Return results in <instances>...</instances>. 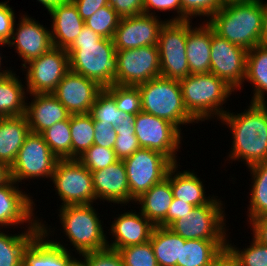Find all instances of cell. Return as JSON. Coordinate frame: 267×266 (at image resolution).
<instances>
[{
    "label": "cell",
    "mask_w": 267,
    "mask_h": 266,
    "mask_svg": "<svg viewBox=\"0 0 267 266\" xmlns=\"http://www.w3.org/2000/svg\"><path fill=\"white\" fill-rule=\"evenodd\" d=\"M241 113L227 111L221 123L232 134L228 160H241L247 167L267 161V103H249Z\"/></svg>",
    "instance_id": "obj_1"
},
{
    "label": "cell",
    "mask_w": 267,
    "mask_h": 266,
    "mask_svg": "<svg viewBox=\"0 0 267 266\" xmlns=\"http://www.w3.org/2000/svg\"><path fill=\"white\" fill-rule=\"evenodd\" d=\"M66 51L69 70L96 81L103 88L115 84L118 63L113 39L102 38L84 25Z\"/></svg>",
    "instance_id": "obj_2"
},
{
    "label": "cell",
    "mask_w": 267,
    "mask_h": 266,
    "mask_svg": "<svg viewBox=\"0 0 267 266\" xmlns=\"http://www.w3.org/2000/svg\"><path fill=\"white\" fill-rule=\"evenodd\" d=\"M263 2L257 0L226 4L205 21L221 38L251 50L260 45Z\"/></svg>",
    "instance_id": "obj_3"
},
{
    "label": "cell",
    "mask_w": 267,
    "mask_h": 266,
    "mask_svg": "<svg viewBox=\"0 0 267 266\" xmlns=\"http://www.w3.org/2000/svg\"><path fill=\"white\" fill-rule=\"evenodd\" d=\"M179 82L184 106L197 122L220 120L228 111L222 105L235 90L213 73L190 74Z\"/></svg>",
    "instance_id": "obj_4"
},
{
    "label": "cell",
    "mask_w": 267,
    "mask_h": 266,
    "mask_svg": "<svg viewBox=\"0 0 267 266\" xmlns=\"http://www.w3.org/2000/svg\"><path fill=\"white\" fill-rule=\"evenodd\" d=\"M142 111L163 118L177 126L198 122L187 112L179 80L157 77L136 86Z\"/></svg>",
    "instance_id": "obj_5"
},
{
    "label": "cell",
    "mask_w": 267,
    "mask_h": 266,
    "mask_svg": "<svg viewBox=\"0 0 267 266\" xmlns=\"http://www.w3.org/2000/svg\"><path fill=\"white\" fill-rule=\"evenodd\" d=\"M59 218L65 237L79 255L108 247L103 221L93 204L59 207Z\"/></svg>",
    "instance_id": "obj_6"
},
{
    "label": "cell",
    "mask_w": 267,
    "mask_h": 266,
    "mask_svg": "<svg viewBox=\"0 0 267 266\" xmlns=\"http://www.w3.org/2000/svg\"><path fill=\"white\" fill-rule=\"evenodd\" d=\"M216 197L208 204L195 206L189 214L175 220L168 228L185 240L227 242L224 204Z\"/></svg>",
    "instance_id": "obj_7"
},
{
    "label": "cell",
    "mask_w": 267,
    "mask_h": 266,
    "mask_svg": "<svg viewBox=\"0 0 267 266\" xmlns=\"http://www.w3.org/2000/svg\"><path fill=\"white\" fill-rule=\"evenodd\" d=\"M191 22L166 20L162 25L158 39L161 77L180 80L190 75L186 43Z\"/></svg>",
    "instance_id": "obj_8"
},
{
    "label": "cell",
    "mask_w": 267,
    "mask_h": 266,
    "mask_svg": "<svg viewBox=\"0 0 267 266\" xmlns=\"http://www.w3.org/2000/svg\"><path fill=\"white\" fill-rule=\"evenodd\" d=\"M123 162L130 189V202L133 203L144 192L163 181L169 169L174 165L162 153L147 148H139Z\"/></svg>",
    "instance_id": "obj_9"
},
{
    "label": "cell",
    "mask_w": 267,
    "mask_h": 266,
    "mask_svg": "<svg viewBox=\"0 0 267 266\" xmlns=\"http://www.w3.org/2000/svg\"><path fill=\"white\" fill-rule=\"evenodd\" d=\"M52 182L62 205H87L96 201L91 172L78 159H59Z\"/></svg>",
    "instance_id": "obj_10"
},
{
    "label": "cell",
    "mask_w": 267,
    "mask_h": 266,
    "mask_svg": "<svg viewBox=\"0 0 267 266\" xmlns=\"http://www.w3.org/2000/svg\"><path fill=\"white\" fill-rule=\"evenodd\" d=\"M41 134L30 132L10 167L11 179L17 184L27 179L50 178L58 161ZM25 179V180H24Z\"/></svg>",
    "instance_id": "obj_11"
},
{
    "label": "cell",
    "mask_w": 267,
    "mask_h": 266,
    "mask_svg": "<svg viewBox=\"0 0 267 266\" xmlns=\"http://www.w3.org/2000/svg\"><path fill=\"white\" fill-rule=\"evenodd\" d=\"M134 124L135 136L141 148L160 152L174 164L178 163L176 154L181 147L182 130L166 119L143 111L134 116Z\"/></svg>",
    "instance_id": "obj_12"
},
{
    "label": "cell",
    "mask_w": 267,
    "mask_h": 266,
    "mask_svg": "<svg viewBox=\"0 0 267 266\" xmlns=\"http://www.w3.org/2000/svg\"><path fill=\"white\" fill-rule=\"evenodd\" d=\"M25 69V70H24ZM27 94H50L69 71V55L65 49L52 47L48 52L23 66Z\"/></svg>",
    "instance_id": "obj_13"
},
{
    "label": "cell",
    "mask_w": 267,
    "mask_h": 266,
    "mask_svg": "<svg viewBox=\"0 0 267 266\" xmlns=\"http://www.w3.org/2000/svg\"><path fill=\"white\" fill-rule=\"evenodd\" d=\"M115 85L136 87L161 76L158 46L116 51Z\"/></svg>",
    "instance_id": "obj_14"
},
{
    "label": "cell",
    "mask_w": 267,
    "mask_h": 266,
    "mask_svg": "<svg viewBox=\"0 0 267 266\" xmlns=\"http://www.w3.org/2000/svg\"><path fill=\"white\" fill-rule=\"evenodd\" d=\"M247 54V49L221 38L212 29L210 73L235 91L244 86Z\"/></svg>",
    "instance_id": "obj_15"
},
{
    "label": "cell",
    "mask_w": 267,
    "mask_h": 266,
    "mask_svg": "<svg viewBox=\"0 0 267 266\" xmlns=\"http://www.w3.org/2000/svg\"><path fill=\"white\" fill-rule=\"evenodd\" d=\"M165 21L144 13L120 18L113 36L116 51L158 46L159 32Z\"/></svg>",
    "instance_id": "obj_16"
},
{
    "label": "cell",
    "mask_w": 267,
    "mask_h": 266,
    "mask_svg": "<svg viewBox=\"0 0 267 266\" xmlns=\"http://www.w3.org/2000/svg\"><path fill=\"white\" fill-rule=\"evenodd\" d=\"M50 31L26 14L21 16L18 24L14 22L12 36L7 45L14 46L13 48L22 59V67L53 47Z\"/></svg>",
    "instance_id": "obj_17"
},
{
    "label": "cell",
    "mask_w": 267,
    "mask_h": 266,
    "mask_svg": "<svg viewBox=\"0 0 267 266\" xmlns=\"http://www.w3.org/2000/svg\"><path fill=\"white\" fill-rule=\"evenodd\" d=\"M102 89L96 81L69 70L52 94L71 114H88Z\"/></svg>",
    "instance_id": "obj_18"
},
{
    "label": "cell",
    "mask_w": 267,
    "mask_h": 266,
    "mask_svg": "<svg viewBox=\"0 0 267 266\" xmlns=\"http://www.w3.org/2000/svg\"><path fill=\"white\" fill-rule=\"evenodd\" d=\"M18 186L13 179L0 186V230L15 225L18 227L25 223L41 225L40 219L33 213L36 204L32 197L25 191L23 193Z\"/></svg>",
    "instance_id": "obj_19"
},
{
    "label": "cell",
    "mask_w": 267,
    "mask_h": 266,
    "mask_svg": "<svg viewBox=\"0 0 267 266\" xmlns=\"http://www.w3.org/2000/svg\"><path fill=\"white\" fill-rule=\"evenodd\" d=\"M41 232L23 252L22 266H68L74 259L72 252L60 241L49 240L53 231L40 221ZM51 232V233H50Z\"/></svg>",
    "instance_id": "obj_20"
},
{
    "label": "cell",
    "mask_w": 267,
    "mask_h": 266,
    "mask_svg": "<svg viewBox=\"0 0 267 266\" xmlns=\"http://www.w3.org/2000/svg\"><path fill=\"white\" fill-rule=\"evenodd\" d=\"M91 174L96 200L122 205L130 203V189L123 160L92 171Z\"/></svg>",
    "instance_id": "obj_21"
},
{
    "label": "cell",
    "mask_w": 267,
    "mask_h": 266,
    "mask_svg": "<svg viewBox=\"0 0 267 266\" xmlns=\"http://www.w3.org/2000/svg\"><path fill=\"white\" fill-rule=\"evenodd\" d=\"M114 218L109 233L114 240L108 241V248L119 250L131 245L143 244L150 240L155 225L141 212L127 211Z\"/></svg>",
    "instance_id": "obj_22"
},
{
    "label": "cell",
    "mask_w": 267,
    "mask_h": 266,
    "mask_svg": "<svg viewBox=\"0 0 267 266\" xmlns=\"http://www.w3.org/2000/svg\"><path fill=\"white\" fill-rule=\"evenodd\" d=\"M25 116L32 133L41 134L53 124L69 119L71 113L52 94H29Z\"/></svg>",
    "instance_id": "obj_23"
},
{
    "label": "cell",
    "mask_w": 267,
    "mask_h": 266,
    "mask_svg": "<svg viewBox=\"0 0 267 266\" xmlns=\"http://www.w3.org/2000/svg\"><path fill=\"white\" fill-rule=\"evenodd\" d=\"M48 13L53 19L50 31L53 47L67 50L82 31L84 20L71 0Z\"/></svg>",
    "instance_id": "obj_24"
},
{
    "label": "cell",
    "mask_w": 267,
    "mask_h": 266,
    "mask_svg": "<svg viewBox=\"0 0 267 266\" xmlns=\"http://www.w3.org/2000/svg\"><path fill=\"white\" fill-rule=\"evenodd\" d=\"M204 22L191 27L187 33L186 56L190 74L210 73L212 27Z\"/></svg>",
    "instance_id": "obj_25"
},
{
    "label": "cell",
    "mask_w": 267,
    "mask_h": 266,
    "mask_svg": "<svg viewBox=\"0 0 267 266\" xmlns=\"http://www.w3.org/2000/svg\"><path fill=\"white\" fill-rule=\"evenodd\" d=\"M30 132L25 115L0 117V161L11 167Z\"/></svg>",
    "instance_id": "obj_26"
},
{
    "label": "cell",
    "mask_w": 267,
    "mask_h": 266,
    "mask_svg": "<svg viewBox=\"0 0 267 266\" xmlns=\"http://www.w3.org/2000/svg\"><path fill=\"white\" fill-rule=\"evenodd\" d=\"M178 166L180 165L177 163L170 168V185L173 197L193 206L208 204L213 196L209 195L207 197L205 186L200 177L195 174L194 170L178 171V168H180Z\"/></svg>",
    "instance_id": "obj_27"
},
{
    "label": "cell",
    "mask_w": 267,
    "mask_h": 266,
    "mask_svg": "<svg viewBox=\"0 0 267 266\" xmlns=\"http://www.w3.org/2000/svg\"><path fill=\"white\" fill-rule=\"evenodd\" d=\"M173 198L169 169L167 177L144 192L135 200V203L141 204L139 211L155 226H158L166 218Z\"/></svg>",
    "instance_id": "obj_28"
},
{
    "label": "cell",
    "mask_w": 267,
    "mask_h": 266,
    "mask_svg": "<svg viewBox=\"0 0 267 266\" xmlns=\"http://www.w3.org/2000/svg\"><path fill=\"white\" fill-rule=\"evenodd\" d=\"M11 70L0 77V117H13L25 115L26 86L22 84L19 76ZM26 100V102H25Z\"/></svg>",
    "instance_id": "obj_29"
},
{
    "label": "cell",
    "mask_w": 267,
    "mask_h": 266,
    "mask_svg": "<svg viewBox=\"0 0 267 266\" xmlns=\"http://www.w3.org/2000/svg\"><path fill=\"white\" fill-rule=\"evenodd\" d=\"M26 228L18 235L0 231V266H22L23 252L41 232V225H26Z\"/></svg>",
    "instance_id": "obj_30"
},
{
    "label": "cell",
    "mask_w": 267,
    "mask_h": 266,
    "mask_svg": "<svg viewBox=\"0 0 267 266\" xmlns=\"http://www.w3.org/2000/svg\"><path fill=\"white\" fill-rule=\"evenodd\" d=\"M245 81L253 85L251 103H267V46L257 45L248 50Z\"/></svg>",
    "instance_id": "obj_31"
},
{
    "label": "cell",
    "mask_w": 267,
    "mask_h": 266,
    "mask_svg": "<svg viewBox=\"0 0 267 266\" xmlns=\"http://www.w3.org/2000/svg\"><path fill=\"white\" fill-rule=\"evenodd\" d=\"M225 247L227 242L185 240L181 237L180 261H177V266H211L213 259Z\"/></svg>",
    "instance_id": "obj_32"
},
{
    "label": "cell",
    "mask_w": 267,
    "mask_h": 266,
    "mask_svg": "<svg viewBox=\"0 0 267 266\" xmlns=\"http://www.w3.org/2000/svg\"><path fill=\"white\" fill-rule=\"evenodd\" d=\"M158 266H177L180 261L181 236L168 227L155 226L150 236Z\"/></svg>",
    "instance_id": "obj_33"
},
{
    "label": "cell",
    "mask_w": 267,
    "mask_h": 266,
    "mask_svg": "<svg viewBox=\"0 0 267 266\" xmlns=\"http://www.w3.org/2000/svg\"><path fill=\"white\" fill-rule=\"evenodd\" d=\"M248 169L252 174L250 204L247 211L250 223L258 217L267 215V161L251 165Z\"/></svg>",
    "instance_id": "obj_34"
},
{
    "label": "cell",
    "mask_w": 267,
    "mask_h": 266,
    "mask_svg": "<svg viewBox=\"0 0 267 266\" xmlns=\"http://www.w3.org/2000/svg\"><path fill=\"white\" fill-rule=\"evenodd\" d=\"M70 130L72 139V159H77L94 143V120L88 114H71Z\"/></svg>",
    "instance_id": "obj_35"
},
{
    "label": "cell",
    "mask_w": 267,
    "mask_h": 266,
    "mask_svg": "<svg viewBox=\"0 0 267 266\" xmlns=\"http://www.w3.org/2000/svg\"><path fill=\"white\" fill-rule=\"evenodd\" d=\"M41 135L58 159H72L70 118L53 124Z\"/></svg>",
    "instance_id": "obj_36"
},
{
    "label": "cell",
    "mask_w": 267,
    "mask_h": 266,
    "mask_svg": "<svg viewBox=\"0 0 267 266\" xmlns=\"http://www.w3.org/2000/svg\"><path fill=\"white\" fill-rule=\"evenodd\" d=\"M134 116L124 115L119 121V126L115 127L117 133L113 150L119 160H124L134 154L140 147L134 130Z\"/></svg>",
    "instance_id": "obj_37"
},
{
    "label": "cell",
    "mask_w": 267,
    "mask_h": 266,
    "mask_svg": "<svg viewBox=\"0 0 267 266\" xmlns=\"http://www.w3.org/2000/svg\"><path fill=\"white\" fill-rule=\"evenodd\" d=\"M89 114L93 120L114 127L119 126V121L124 117V114L117 109L114 97L105 88L98 93Z\"/></svg>",
    "instance_id": "obj_38"
},
{
    "label": "cell",
    "mask_w": 267,
    "mask_h": 266,
    "mask_svg": "<svg viewBox=\"0 0 267 266\" xmlns=\"http://www.w3.org/2000/svg\"><path fill=\"white\" fill-rule=\"evenodd\" d=\"M120 16L109 5L98 9L92 16L84 21L85 26L92 29L102 38L113 39L118 27Z\"/></svg>",
    "instance_id": "obj_39"
},
{
    "label": "cell",
    "mask_w": 267,
    "mask_h": 266,
    "mask_svg": "<svg viewBox=\"0 0 267 266\" xmlns=\"http://www.w3.org/2000/svg\"><path fill=\"white\" fill-rule=\"evenodd\" d=\"M105 89L114 97L117 109L124 115L135 116L142 111L140 92L137 87L113 84Z\"/></svg>",
    "instance_id": "obj_40"
},
{
    "label": "cell",
    "mask_w": 267,
    "mask_h": 266,
    "mask_svg": "<svg viewBox=\"0 0 267 266\" xmlns=\"http://www.w3.org/2000/svg\"><path fill=\"white\" fill-rule=\"evenodd\" d=\"M247 248H238L227 239V247L237 257L241 266H267V245L260 243L254 237ZM234 246V247H233Z\"/></svg>",
    "instance_id": "obj_41"
},
{
    "label": "cell",
    "mask_w": 267,
    "mask_h": 266,
    "mask_svg": "<svg viewBox=\"0 0 267 266\" xmlns=\"http://www.w3.org/2000/svg\"><path fill=\"white\" fill-rule=\"evenodd\" d=\"M124 266H158L150 240L118 250Z\"/></svg>",
    "instance_id": "obj_42"
},
{
    "label": "cell",
    "mask_w": 267,
    "mask_h": 266,
    "mask_svg": "<svg viewBox=\"0 0 267 266\" xmlns=\"http://www.w3.org/2000/svg\"><path fill=\"white\" fill-rule=\"evenodd\" d=\"M77 159L90 172L104 169L119 160L113 149L94 144Z\"/></svg>",
    "instance_id": "obj_43"
},
{
    "label": "cell",
    "mask_w": 267,
    "mask_h": 266,
    "mask_svg": "<svg viewBox=\"0 0 267 266\" xmlns=\"http://www.w3.org/2000/svg\"><path fill=\"white\" fill-rule=\"evenodd\" d=\"M182 7V21L191 20L197 16L210 19L221 7L222 0H180ZM193 16V17H192Z\"/></svg>",
    "instance_id": "obj_44"
},
{
    "label": "cell",
    "mask_w": 267,
    "mask_h": 266,
    "mask_svg": "<svg viewBox=\"0 0 267 266\" xmlns=\"http://www.w3.org/2000/svg\"><path fill=\"white\" fill-rule=\"evenodd\" d=\"M82 255V256H81ZM79 255L85 266H124L123 259L118 252L111 248H105Z\"/></svg>",
    "instance_id": "obj_45"
},
{
    "label": "cell",
    "mask_w": 267,
    "mask_h": 266,
    "mask_svg": "<svg viewBox=\"0 0 267 266\" xmlns=\"http://www.w3.org/2000/svg\"><path fill=\"white\" fill-rule=\"evenodd\" d=\"M154 9V10H153ZM153 10V11H152ZM176 11L177 15L167 21H182V7L180 0H144L143 13L148 15H155L156 11ZM152 11V12H151Z\"/></svg>",
    "instance_id": "obj_46"
},
{
    "label": "cell",
    "mask_w": 267,
    "mask_h": 266,
    "mask_svg": "<svg viewBox=\"0 0 267 266\" xmlns=\"http://www.w3.org/2000/svg\"><path fill=\"white\" fill-rule=\"evenodd\" d=\"M8 1L0 2V42L7 44L11 39L15 19L13 8Z\"/></svg>",
    "instance_id": "obj_47"
},
{
    "label": "cell",
    "mask_w": 267,
    "mask_h": 266,
    "mask_svg": "<svg viewBox=\"0 0 267 266\" xmlns=\"http://www.w3.org/2000/svg\"><path fill=\"white\" fill-rule=\"evenodd\" d=\"M94 145L113 149L116 142L117 133L115 127L111 124L101 123L100 121L94 120Z\"/></svg>",
    "instance_id": "obj_48"
},
{
    "label": "cell",
    "mask_w": 267,
    "mask_h": 266,
    "mask_svg": "<svg viewBox=\"0 0 267 266\" xmlns=\"http://www.w3.org/2000/svg\"><path fill=\"white\" fill-rule=\"evenodd\" d=\"M108 5L122 17L143 14L144 0H108Z\"/></svg>",
    "instance_id": "obj_49"
},
{
    "label": "cell",
    "mask_w": 267,
    "mask_h": 266,
    "mask_svg": "<svg viewBox=\"0 0 267 266\" xmlns=\"http://www.w3.org/2000/svg\"><path fill=\"white\" fill-rule=\"evenodd\" d=\"M194 207L192 204L173 198L166 218L158 226L169 227L175 220L184 217L185 214H189Z\"/></svg>",
    "instance_id": "obj_50"
},
{
    "label": "cell",
    "mask_w": 267,
    "mask_h": 266,
    "mask_svg": "<svg viewBox=\"0 0 267 266\" xmlns=\"http://www.w3.org/2000/svg\"><path fill=\"white\" fill-rule=\"evenodd\" d=\"M78 9L80 17L85 21L98 9L108 5V0H71Z\"/></svg>",
    "instance_id": "obj_51"
},
{
    "label": "cell",
    "mask_w": 267,
    "mask_h": 266,
    "mask_svg": "<svg viewBox=\"0 0 267 266\" xmlns=\"http://www.w3.org/2000/svg\"><path fill=\"white\" fill-rule=\"evenodd\" d=\"M253 237L260 243L267 245V215H263L251 221Z\"/></svg>",
    "instance_id": "obj_52"
},
{
    "label": "cell",
    "mask_w": 267,
    "mask_h": 266,
    "mask_svg": "<svg viewBox=\"0 0 267 266\" xmlns=\"http://www.w3.org/2000/svg\"><path fill=\"white\" fill-rule=\"evenodd\" d=\"M211 266H241L237 257L233 252L225 247L220 253L213 259Z\"/></svg>",
    "instance_id": "obj_53"
},
{
    "label": "cell",
    "mask_w": 267,
    "mask_h": 266,
    "mask_svg": "<svg viewBox=\"0 0 267 266\" xmlns=\"http://www.w3.org/2000/svg\"><path fill=\"white\" fill-rule=\"evenodd\" d=\"M260 45L267 46V3H263L262 26L260 33Z\"/></svg>",
    "instance_id": "obj_54"
},
{
    "label": "cell",
    "mask_w": 267,
    "mask_h": 266,
    "mask_svg": "<svg viewBox=\"0 0 267 266\" xmlns=\"http://www.w3.org/2000/svg\"><path fill=\"white\" fill-rule=\"evenodd\" d=\"M11 179L10 167L0 161V186L5 185Z\"/></svg>",
    "instance_id": "obj_55"
},
{
    "label": "cell",
    "mask_w": 267,
    "mask_h": 266,
    "mask_svg": "<svg viewBox=\"0 0 267 266\" xmlns=\"http://www.w3.org/2000/svg\"><path fill=\"white\" fill-rule=\"evenodd\" d=\"M37 1L40 2V4H42V6H44L45 9H47V11L49 12L56 6L65 4L70 0H37Z\"/></svg>",
    "instance_id": "obj_56"
},
{
    "label": "cell",
    "mask_w": 267,
    "mask_h": 266,
    "mask_svg": "<svg viewBox=\"0 0 267 266\" xmlns=\"http://www.w3.org/2000/svg\"><path fill=\"white\" fill-rule=\"evenodd\" d=\"M3 45H4V47H5L7 44H4V43H1V42H0V46H3ZM1 56H2V55H1V53H0V77H1V76H4V75H6V74H8V73L11 71V69H7V68H6V70H5V68L2 70V66H1L2 63H1V62H2V58H3V57H1Z\"/></svg>",
    "instance_id": "obj_57"
},
{
    "label": "cell",
    "mask_w": 267,
    "mask_h": 266,
    "mask_svg": "<svg viewBox=\"0 0 267 266\" xmlns=\"http://www.w3.org/2000/svg\"><path fill=\"white\" fill-rule=\"evenodd\" d=\"M252 1H257V0H222V3L224 5L230 4V3H238V2H252Z\"/></svg>",
    "instance_id": "obj_58"
},
{
    "label": "cell",
    "mask_w": 267,
    "mask_h": 266,
    "mask_svg": "<svg viewBox=\"0 0 267 266\" xmlns=\"http://www.w3.org/2000/svg\"><path fill=\"white\" fill-rule=\"evenodd\" d=\"M68 266H85L81 259L75 258Z\"/></svg>",
    "instance_id": "obj_59"
}]
</instances>
